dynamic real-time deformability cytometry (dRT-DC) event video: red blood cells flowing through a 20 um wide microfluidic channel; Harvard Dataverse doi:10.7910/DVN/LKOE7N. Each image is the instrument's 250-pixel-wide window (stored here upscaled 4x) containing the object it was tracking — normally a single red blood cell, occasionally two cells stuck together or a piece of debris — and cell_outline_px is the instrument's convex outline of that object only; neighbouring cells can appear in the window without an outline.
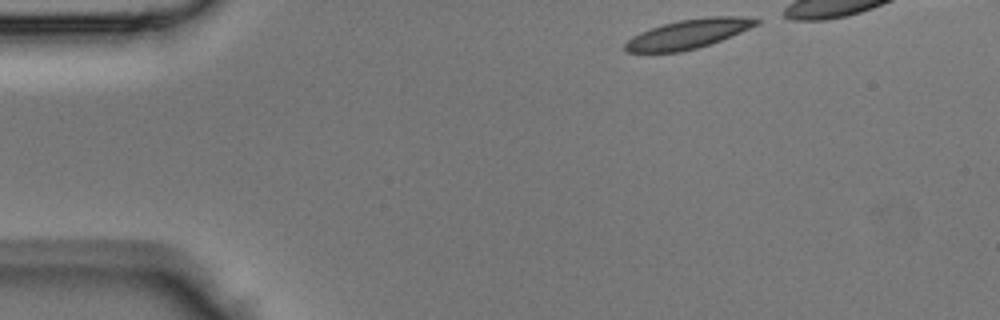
{"species": "Egyptian fruit bat (a non-hibernating species)", "species_latin": "Rousettus aegyptiacus", "temperature_condition": "room temperature", "stored_images_in_passage": 31, "camera_frame_rate_fps": 3000, "um_per_image_px": 0.085, "animal": {"sex": "male"}, "frame": {"image": 1, "passage_image": 1, "time_ms": 0.0, "image_size_px": [1000, 320], "cell_outline_px": [[760, 24], [720, 40], [696, 48], [680, 52], [628, 52], [624, 48], [624, 44], [632, 36], [640, 32], [664, 24], [680, 20], [708, 16], [740, 16], [760, 20]], "centroid_in_image_um": [58.5, 2.88], "position_along_channel_um": 26.5, "area_um2": 22.02}}
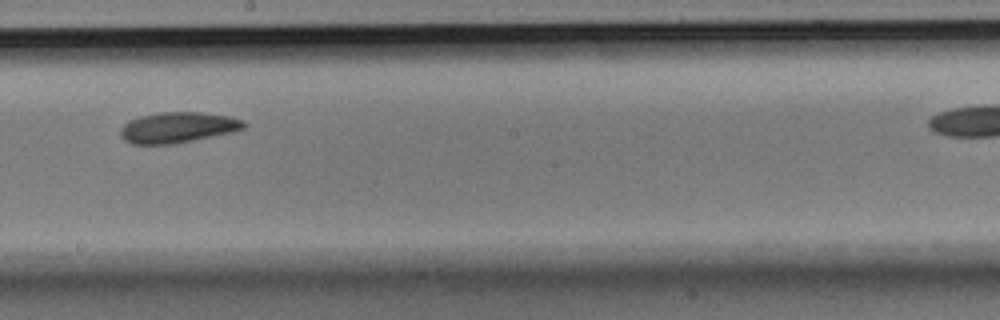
{"frame": {"image": 2, "passage_image": 19, "time_ms": 6.0, "image_size_px": [1000, 320], "cell_outline_px": [[248, 124], [244, 128], [236, 132], [176, 144], [132, 144], [124, 140], [120, 136], [120, 128], [128, 120], [140, 116], [160, 112], [204, 112], [228, 116], [244, 120]], "centroid_in_image_um": [15.14, 10.84], "position_along_channel_um": 233.1, "area_um2": 22.54}}
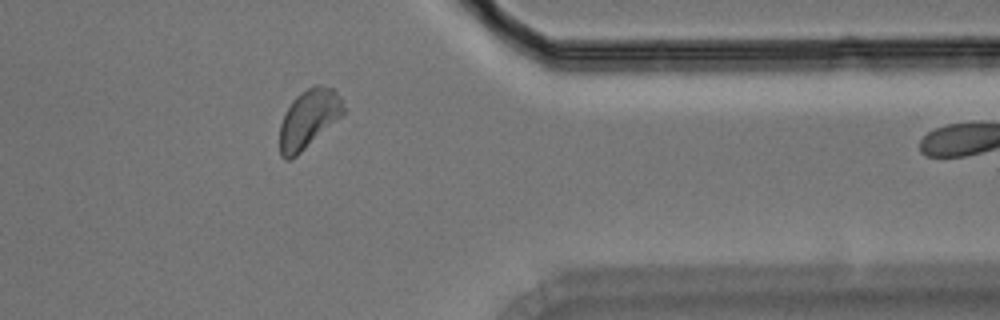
{"frame": {"image": 3, "passage_image": 30, "time_ms": 9.667, "image_size_px": [1000, 320], "cell_outline_px": [[344, 116], [292, 160], [284, 160], [280, 156], [280, 124], [292, 100], [296, 96], [308, 88], [316, 84], [320, 84], [332, 88], [340, 96], [344, 108]], "centroid_in_image_um": [26.25, 10.13], "position_along_channel_um": 385.1, "area_um2": 22.02}}